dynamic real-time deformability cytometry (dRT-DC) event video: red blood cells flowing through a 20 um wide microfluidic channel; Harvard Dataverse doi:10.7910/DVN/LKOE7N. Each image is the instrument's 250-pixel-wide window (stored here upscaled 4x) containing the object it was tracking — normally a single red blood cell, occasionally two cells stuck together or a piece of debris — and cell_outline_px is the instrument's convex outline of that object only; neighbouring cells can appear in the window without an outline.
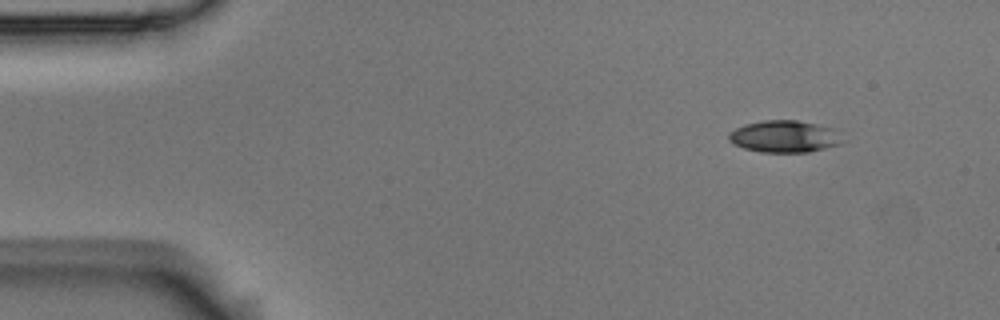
{"species": "Egyptian fruit bat (a non-hibernating species)", "species_latin": "Rousettus aegyptiacus", "temperature_condition": "room temperature", "stored_images_in_passage": 4, "camera_frame_rate_fps": 3000, "um_per_image_px": 0.085, "animal": {"sex": "male"}, "frame": {"image": 1, "passage_image": 1, "time_ms": 0.0, "image_size_px": [1000, 320], "cell_outline_px": [[848, 140], [840, 144], [808, 152], [760, 152], [744, 148], [732, 144], [728, 140], [728, 132], [744, 124], [764, 120], [796, 120], [836, 128]], "centroid_in_image_um": [66.72, 11.6], "position_along_channel_um": 18.3, "area_um2": 21.62}}
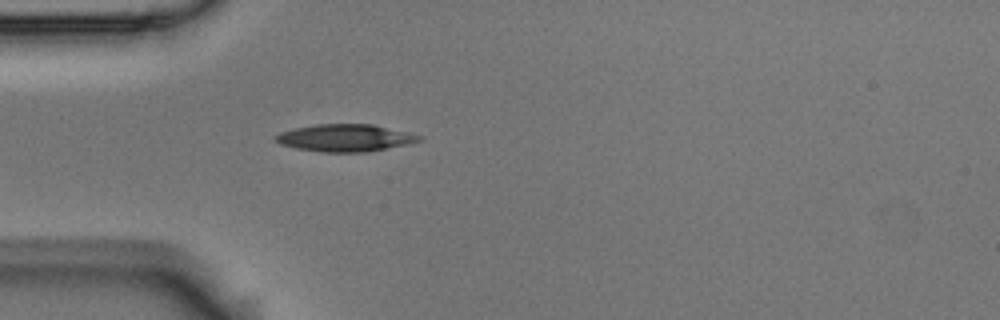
{"frame": {"image": 2, "passage_image": 4, "time_ms": 1.0, "image_size_px": [1000, 320], "cell_outline_px": [[424, 140], [408, 144], [368, 152], [324, 152], [296, 148], [280, 144], [272, 136], [280, 132], [292, 128], [316, 124], [372, 124], [408, 132], [424, 136]], "centroid_in_image_um": [29.35, 11.71], "position_along_channel_um": 55.6, "area_um2": 23.0}}